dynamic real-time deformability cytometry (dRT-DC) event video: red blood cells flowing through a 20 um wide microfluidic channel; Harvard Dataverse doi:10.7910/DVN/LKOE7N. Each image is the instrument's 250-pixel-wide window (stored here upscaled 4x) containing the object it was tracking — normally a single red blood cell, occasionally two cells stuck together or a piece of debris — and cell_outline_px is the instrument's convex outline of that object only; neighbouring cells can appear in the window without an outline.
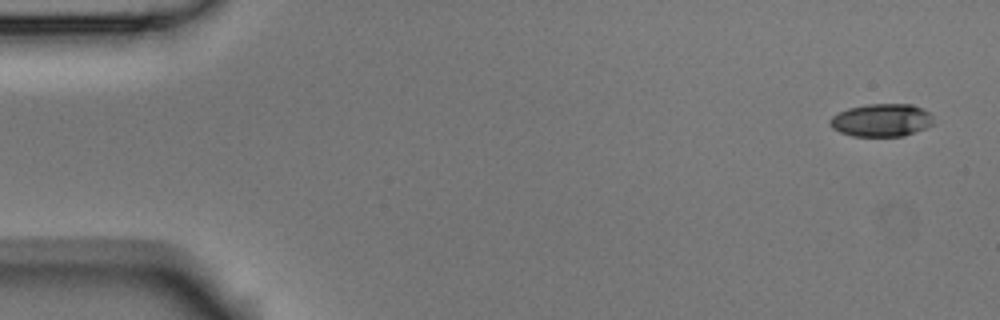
{"species": "Egyptian fruit bat (a non-hibernating species)", "species_latin": "Rousettus aegyptiacus", "temperature_condition": "room temperature", "stored_images_in_passage": 4, "camera_frame_rate_fps": 3000, "um_per_image_px": 0.085, "animal": {"sex": "male"}, "frame": {"image": 1, "passage_image": 1, "time_ms": 0.0, "image_size_px": [1000, 320], "cell_outline_px": [[932, 124], [924, 128], [904, 136], [852, 136], [840, 132], [832, 128], [828, 124], [828, 120], [832, 116], [848, 108], [868, 104], [912, 104], [924, 108], [932, 116]], "centroid_in_image_um": [74.9, 10.21], "position_along_channel_um": 10.1, "area_um2": 19.83}}